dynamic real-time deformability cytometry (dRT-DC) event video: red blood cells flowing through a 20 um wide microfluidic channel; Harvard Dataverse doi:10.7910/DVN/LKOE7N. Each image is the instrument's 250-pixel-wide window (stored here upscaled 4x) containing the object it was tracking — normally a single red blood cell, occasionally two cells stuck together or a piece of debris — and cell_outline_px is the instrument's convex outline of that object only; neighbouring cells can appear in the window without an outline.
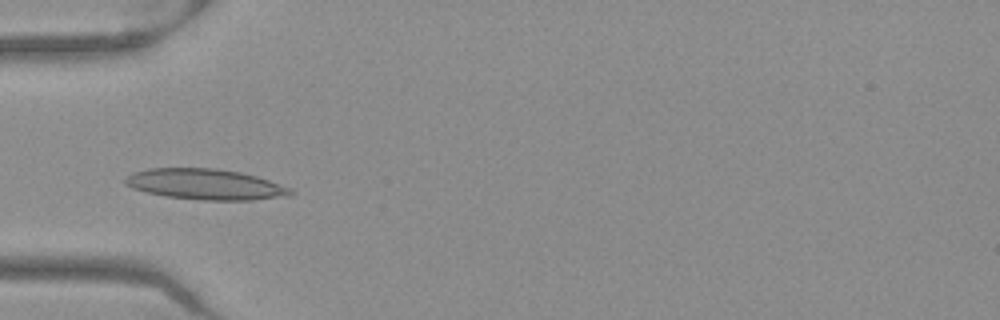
{"species": "Egyptian fruit bat (a non-hibernating species)", "species_latin": "Rousettus aegyptiacus", "temperature_condition": "warm", "stored_images_in_passage": 50, "camera_frame_rate_fps": 3000, "um_per_image_px": 0.085, "frame": {"image": 1, "passage_image": 15, "time_ms": 4.667, "image_size_px": [1000, 320], "cell_outline_px": [[296, 192], [288, 196], [252, 200], [204, 200], [168, 196], [148, 192], [132, 188], [124, 184], [124, 180], [132, 172], [148, 168], [216, 168], [240, 172], [256, 176], [292, 188]], "centroid_in_image_um": [17.48, 15.66], "position_along_channel_um": 67.5, "area_um2": 29.54}}
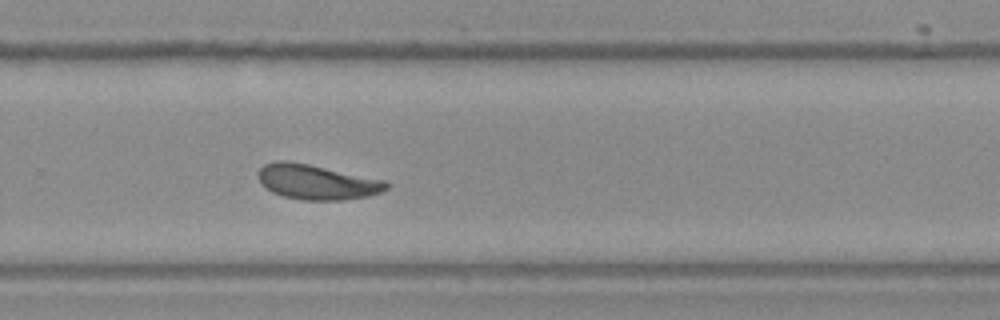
{"frame": {"image": 2, "passage_image": 33, "time_ms": 10.667, "image_size_px": [1000, 320], "cell_outline_px": [[388, 188], [380, 192], [368, 196], [344, 200], [304, 200], [284, 196], [272, 192], [264, 188], [260, 184], [256, 176], [256, 172], [264, 164], [276, 160], [284, 160], [308, 164], [384, 180], [388, 184]], "centroid_in_image_um": [26.85, 15.47], "position_along_channel_um": 303.0, "area_um2": 26.13}}
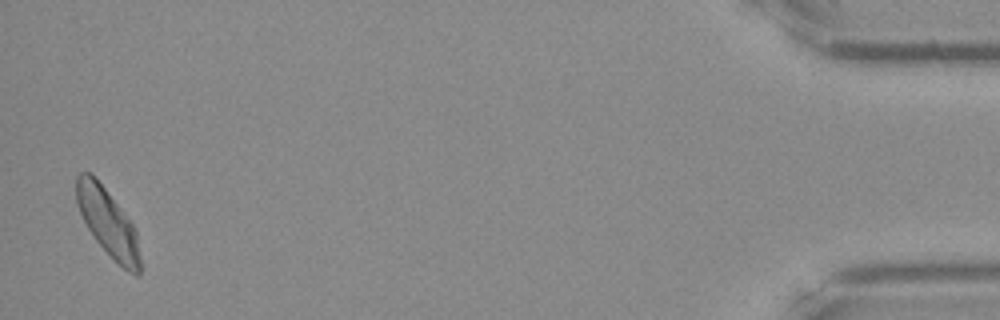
{"frame": {"image": 3, "passage_image": 49, "time_ms": 16.0, "image_size_px": [1000, 320], "cell_outline_px": [[140, 276], [136, 276], [128, 272], [96, 240], [88, 228], [76, 204], [76, 176], [80, 172], [92, 172], [136, 228], [140, 256]], "centroid_in_image_um": [9.17, 18.89], "position_along_channel_um": 426.0, "area_um2": 24.74}, "authors_computed_cell_mechanics": {"area_um2": 25.6343, "velocity_mm_per_s": 3.9308, "shape_relaxation_time_tau1_ms": 9.9618, "shape_relaxation_time_tau2_ms": 1.4646, "deformation_change_tau1": 0.1789, "deformation_change_tau2": 0.0602}}